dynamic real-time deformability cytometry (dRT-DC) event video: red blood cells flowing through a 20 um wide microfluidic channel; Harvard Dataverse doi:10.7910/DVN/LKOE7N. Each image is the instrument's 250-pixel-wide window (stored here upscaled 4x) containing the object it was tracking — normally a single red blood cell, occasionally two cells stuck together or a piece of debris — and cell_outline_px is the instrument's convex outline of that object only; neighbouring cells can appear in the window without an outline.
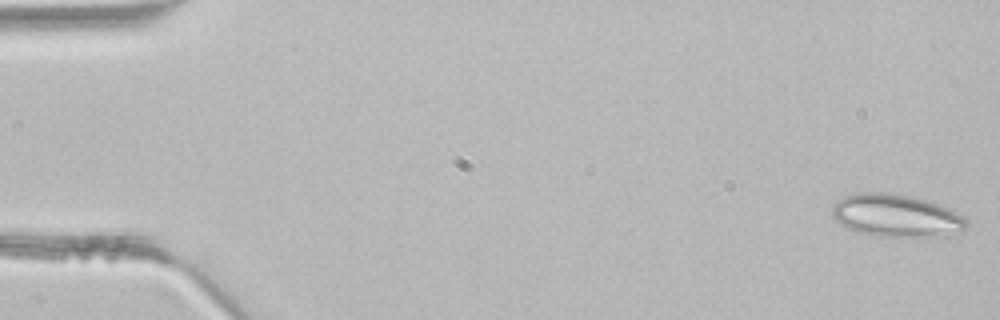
{"species": "common noctule bat (a hibernating species)", "species_latin": "Nyctalus noctula", "temperature_condition": "room temperature", "stored_images_in_passage": 4, "camera_frame_rate_fps": 3000, "um_per_image_px": 0.085, "animal": {"sex": "male", "body_mass_g": 21.5, "forearm_length_mm": 52.0}, "frame": {"image": 1, "passage_image": 1, "time_ms": 0.0, "image_size_px": [1000, 320], "cell_outline_px": [[968, 224], [964, 228], [944, 236], [876, 236], [848, 228], [840, 224], [832, 216], [832, 204], [836, 200], [852, 192], [892, 192], [932, 200], [952, 208], [964, 216], [968, 220]], "centroid_in_image_um": [76.18, 18.28], "position_along_channel_um": 8.8, "area_um2": 33.93}}